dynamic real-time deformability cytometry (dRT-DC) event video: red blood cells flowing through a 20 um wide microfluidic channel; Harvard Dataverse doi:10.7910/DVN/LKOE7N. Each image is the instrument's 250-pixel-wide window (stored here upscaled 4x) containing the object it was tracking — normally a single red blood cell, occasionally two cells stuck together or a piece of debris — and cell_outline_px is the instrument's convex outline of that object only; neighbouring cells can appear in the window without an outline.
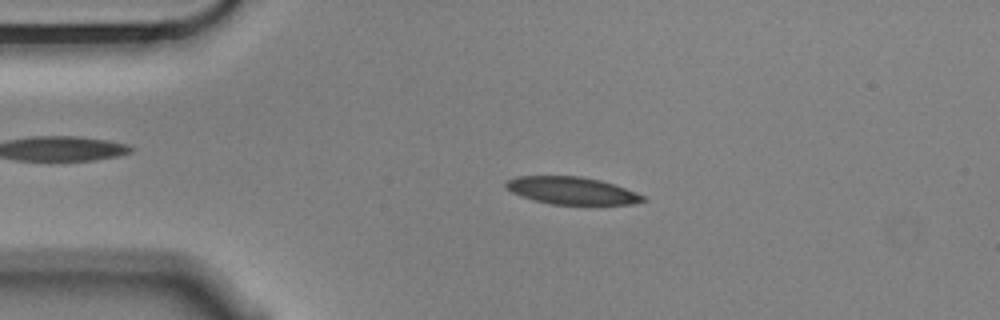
{"species": "Egyptian fruit bat (a non-hibernating species)", "species_latin": "Rousettus aegyptiacus", "temperature_condition": "cold", "stored_images_in_passage": 55, "camera_frame_rate_fps": 3000, "um_per_image_px": 0.085, "animal": {"sex": "male"}, "frame": {"image": 1, "passage_image": 11, "time_ms": 3.333, "image_size_px": [1000, 320], "cell_outline_px": [[644, 200], [632, 204], [552, 204], [536, 200], [512, 192], [504, 184], [508, 180], [516, 176], [580, 176], [600, 180], [636, 192], [644, 196]], "centroid_in_image_um": [48.59, 16.19], "position_along_channel_um": 36.4, "area_um2": 21.39}}
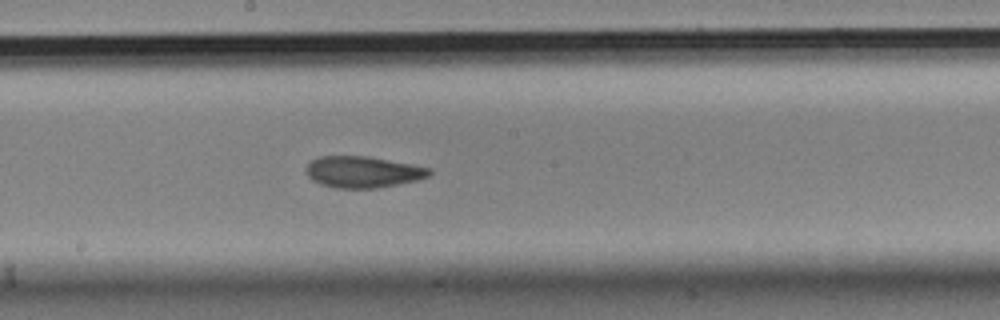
{"frame": {"image": 2, "passage_image": 29, "time_ms": 9.333, "image_size_px": [1000, 320], "cell_outline_px": [[432, 172], [428, 176], [416, 180], [376, 188], [336, 188], [320, 184], [312, 180], [308, 176], [304, 168], [312, 160], [320, 156], [368, 156], [412, 164], [432, 168]], "centroid_in_image_um": [30.82, 14.61], "position_along_channel_um": 217.4, "area_um2": 22.54}}
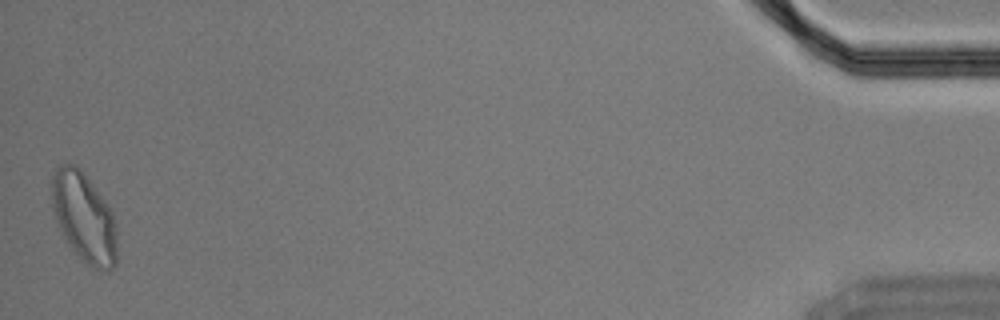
{"frame": {"image": 3, "passage_image": 55, "time_ms": 18.0, "image_size_px": [1000, 320], "cell_outline_px": [[116, 264], [108, 272], [92, 268], [68, 244], [56, 224], [52, 208], [52, 176], [56, 164], [76, 164], [80, 168], [104, 200], [112, 212], [116, 232]], "centroid_in_image_um": [7.12, 18.47], "position_along_channel_um": 428.1, "area_um2": 33.99}, "authors_computed_cell_mechanics": {"area_um2": 22.7154, "velocity_mm_per_s": 3.5251, "shape_relaxation_time_tau1_ms": 8.2844, "shape_relaxation_time_tau2_ms": 2.9369, "deformation_change_tau1": 0.1775, "deformation_change_tau2": 0.0809}}